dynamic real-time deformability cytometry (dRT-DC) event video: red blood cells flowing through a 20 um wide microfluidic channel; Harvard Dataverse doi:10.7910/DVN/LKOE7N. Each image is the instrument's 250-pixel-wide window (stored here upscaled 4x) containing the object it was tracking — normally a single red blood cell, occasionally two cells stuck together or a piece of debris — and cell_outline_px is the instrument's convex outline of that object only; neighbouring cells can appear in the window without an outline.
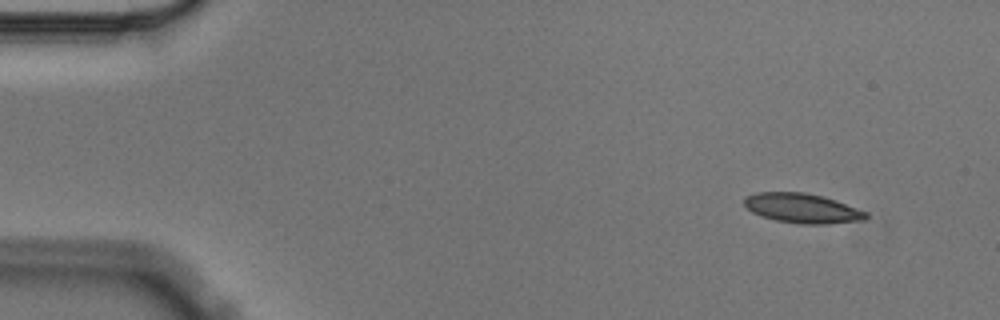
{"species": "Egyptian fruit bat (a non-hibernating species)", "species_latin": "Rousettus aegyptiacus", "temperature_condition": "cold", "stored_images_in_passage": 12, "camera_frame_rate_fps": 3000, "um_per_image_px": 0.085, "animal": {"sex": "male"}, "frame": {"image": 1, "passage_image": 1, "time_ms": 0.0, "image_size_px": [1000, 320], "cell_outline_px": [[868, 216], [864, 220], [828, 224], [800, 224], [776, 220], [760, 216], [752, 212], [744, 204], [744, 200], [748, 196], [756, 192], [804, 192], [836, 200], [868, 212]], "centroid_in_image_um": [68.21, 17.71], "position_along_channel_um": 16.8, "area_um2": 20.98}}
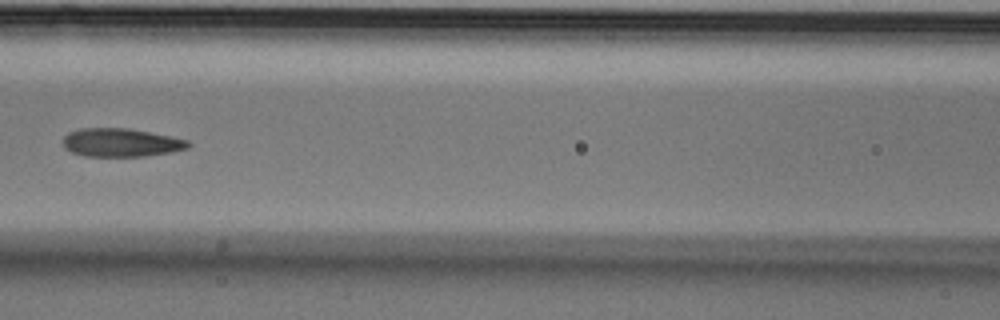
{"frame": {"image": 2, "passage_image": 4, "time_ms": 1.0, "image_size_px": [1000, 320], "cell_outline_px": [[192, 144], [188, 148], [172, 152], [144, 156], [84, 156], [72, 152], [64, 148], [64, 136], [68, 132], [80, 128], [128, 128], [172, 136], [188, 140]], "centroid_in_image_um": [10.3, 12.11], "position_along_channel_um": 156.3, "area_um2": 20.81}}
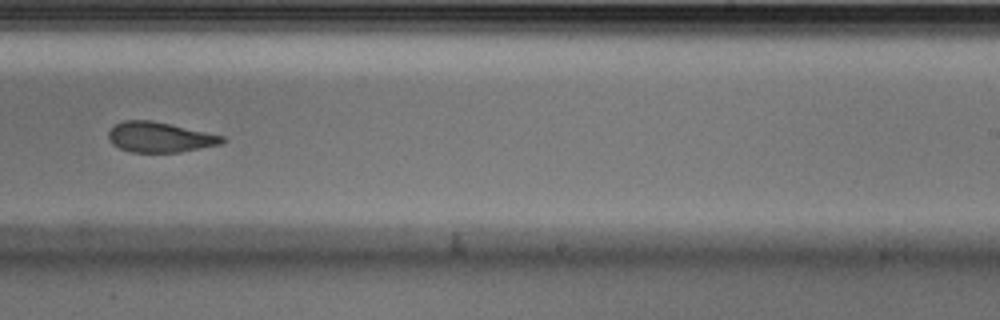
{"frame": {"image": 3, "passage_image": 7, "time_ms": 2.0, "image_size_px": [1000, 320], "cell_outline_px": [[224, 140], [220, 144], [180, 152], [132, 152], [120, 148], [112, 144], [108, 136], [108, 132], [116, 124], [124, 120], [152, 120], [224, 136]], "centroid_in_image_um": [13.55, 11.66], "position_along_channel_um": 275.4, "area_um2": 19.77}}